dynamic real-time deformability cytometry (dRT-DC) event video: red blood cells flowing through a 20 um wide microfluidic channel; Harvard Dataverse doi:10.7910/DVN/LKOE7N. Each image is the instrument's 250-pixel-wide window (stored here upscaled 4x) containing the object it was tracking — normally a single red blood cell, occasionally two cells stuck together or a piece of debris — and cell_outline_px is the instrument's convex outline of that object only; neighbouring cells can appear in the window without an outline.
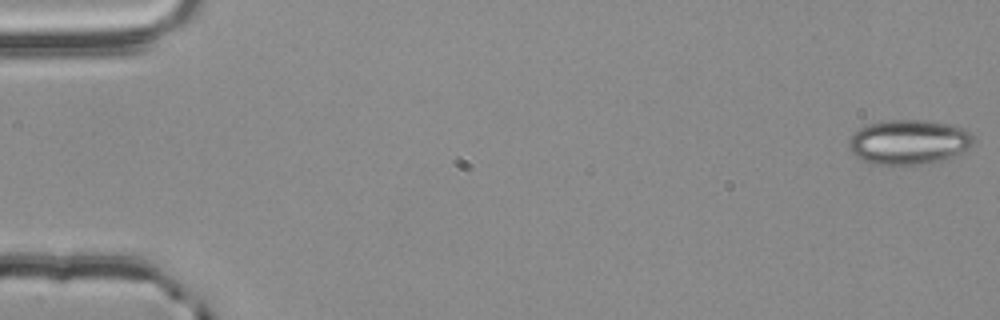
{"species": "common noctule bat (a hibernating species)", "species_latin": "Nyctalus noctula", "temperature_condition": "room temperature", "stored_images_in_passage": 55, "camera_frame_rate_fps": 3000, "um_per_image_px": 0.085, "animal": {"sex": "male", "body_mass_g": 20.4}, "frame": {"image": 1, "passage_image": 1, "time_ms": 0.0, "image_size_px": [1000, 320], "cell_outline_px": [[976, 140], [972, 144], [960, 152], [944, 160], [920, 164], [872, 164], [856, 156], [848, 148], [848, 140], [860, 128], [868, 124], [884, 120], [924, 120], [952, 124], [964, 128]], "centroid_in_image_um": [77.24, 12.06], "position_along_channel_um": 7.8, "area_um2": 32.31}}
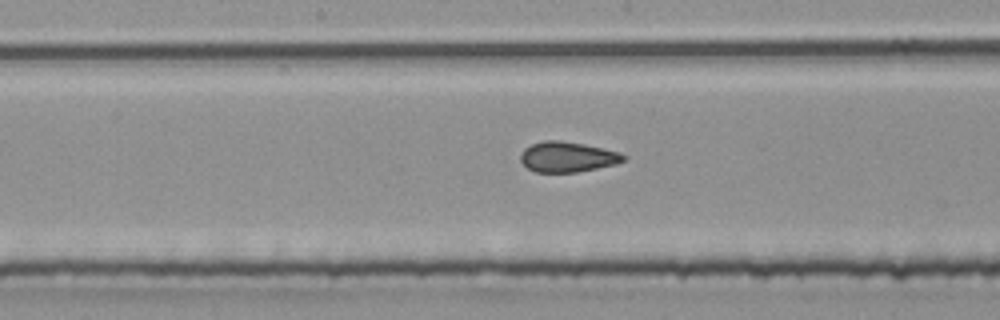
{"frame": {"image": 2, "passage_image": 29, "time_ms": 9.333, "image_size_px": [1000, 320], "cell_outline_px": [[628, 156], [624, 160], [616, 164], [576, 172], [536, 172], [528, 168], [520, 160], [520, 152], [524, 148], [532, 144], [544, 140], [560, 140], [584, 144], [620, 152]], "centroid_in_image_um": [48.23, 13.33], "position_along_channel_um": 200.0, "area_um2": 18.21}}
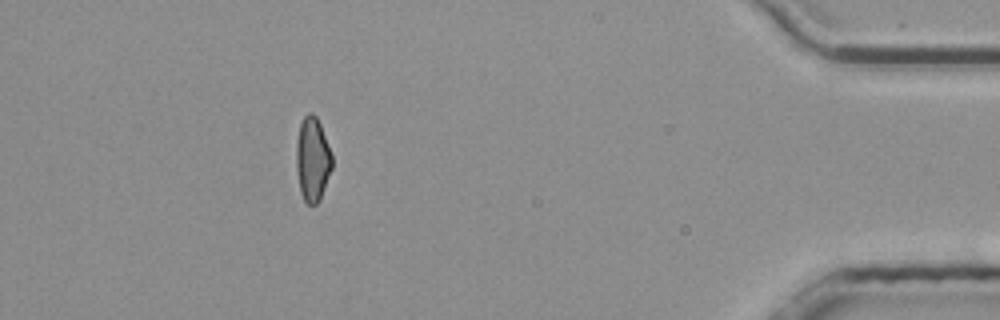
{"frame": {"image": 3, "passage_image": 50, "time_ms": 16.333, "image_size_px": [1000, 320], "cell_outline_px": [[332, 168], [320, 200], [316, 204], [308, 204], [304, 200], [300, 192], [296, 168], [296, 144], [300, 124], [304, 116], [308, 112], [312, 112], [316, 116], [320, 124], [328, 144], [332, 156]], "centroid_in_image_um": [26.56, 13.54], "position_along_channel_um": 408.6, "area_um2": 17.57}, "authors_computed_cell_mechanics": {"area_um2": 18.6694, "velocity_mm_per_s": 3.787, "shape_relaxation_time_tau1_ms": 3.3402, "shape_relaxation_time_tau2_ms": 2.3098, "deformation_change_tau1": 0.0961, "deformation_change_tau2": 0.0769}}